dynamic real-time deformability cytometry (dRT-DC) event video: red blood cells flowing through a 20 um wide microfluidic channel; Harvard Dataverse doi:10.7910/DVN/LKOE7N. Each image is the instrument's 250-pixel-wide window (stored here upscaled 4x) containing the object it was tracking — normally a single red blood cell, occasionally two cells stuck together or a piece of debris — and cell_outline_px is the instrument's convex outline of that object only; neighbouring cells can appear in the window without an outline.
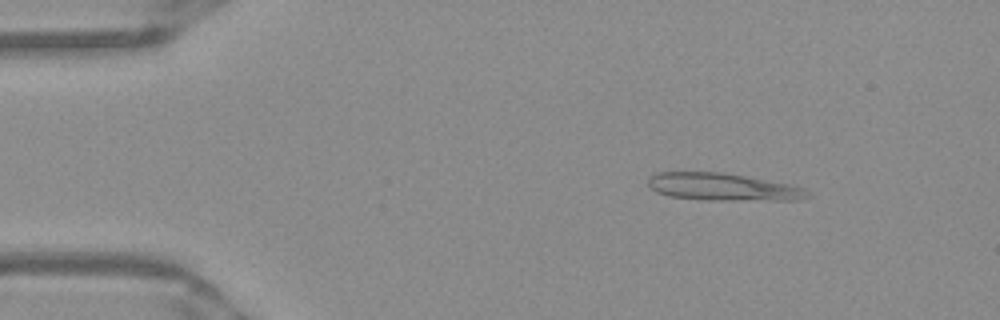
{"species": "Egyptian fruit bat (a non-hibernating species)", "species_latin": "Rousettus aegyptiacus", "temperature_condition": "warm", "stored_images_in_passage": 45, "camera_frame_rate_fps": 3000, "um_per_image_px": 0.085, "frame": {"image": 1, "passage_image": 1, "time_ms": 0.0, "image_size_px": [1000, 320], "cell_outline_px": [[812, 196], [796, 200], [708, 200], [668, 196], [656, 192], [648, 184], [648, 180], [656, 172], [720, 172], [744, 176], [788, 184], [804, 188]], "centroid_in_image_um": [61.44, 15.9], "position_along_channel_um": 23.6, "area_um2": 25.26}}
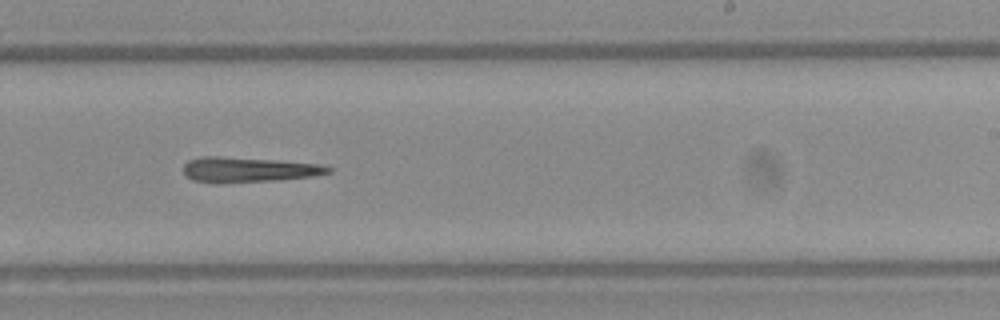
{"frame": {"image": 2, "passage_image": 25, "time_ms": 8.0, "image_size_px": [1000, 320], "cell_outline_px": [[332, 172], [312, 176], [280, 180], [216, 184], [192, 180], [184, 172], [184, 164], [188, 160], [204, 156], [220, 156], [276, 160], [324, 164], [332, 168]], "centroid_in_image_um": [21.13, 14.43], "position_along_channel_um": 267.9, "area_um2": 21.5}}
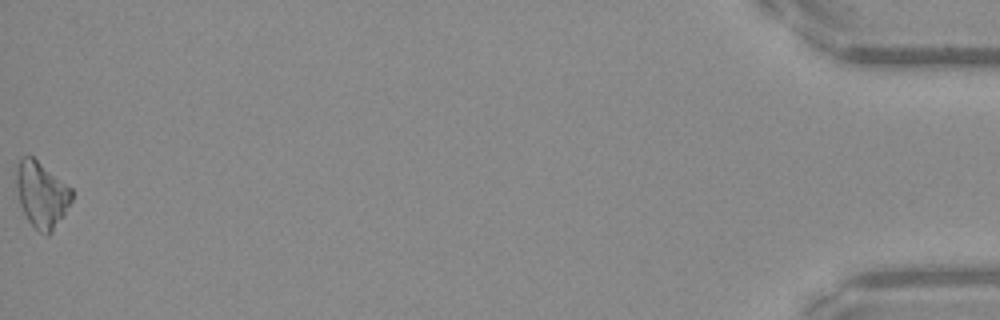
{"frame": {"image": 3, "passage_image": 45, "time_ms": 14.667, "image_size_px": [1000, 320], "cell_outline_px": [[72, 200], [64, 216], [52, 232], [48, 236], [44, 236], [28, 220], [20, 204], [16, 192], [16, 168], [20, 160], [24, 156], [32, 156], [72, 188]], "centroid_in_image_um": [3.54, 16.56], "position_along_channel_um": 431.7, "area_um2": 21.33}}